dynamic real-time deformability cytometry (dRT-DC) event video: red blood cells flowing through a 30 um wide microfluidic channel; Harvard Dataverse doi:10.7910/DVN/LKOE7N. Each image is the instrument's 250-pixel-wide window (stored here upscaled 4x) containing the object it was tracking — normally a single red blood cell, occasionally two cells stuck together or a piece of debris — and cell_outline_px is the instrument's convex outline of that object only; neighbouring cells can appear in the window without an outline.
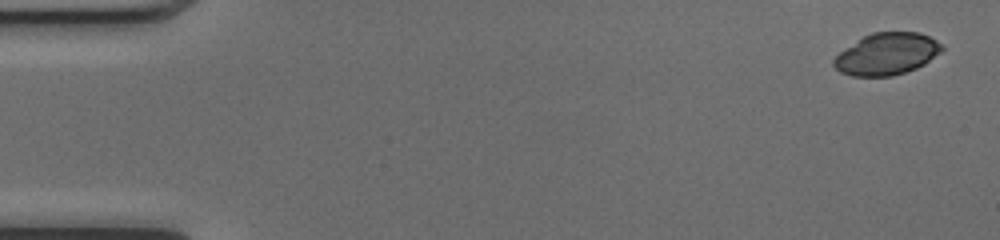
{"species": "common noctule bat (a hibernating species)", "species_latin": "Nyctalus noctula", "temperature_condition": "cold", "stored_images_in_passage": 16, "camera_frame_rate_fps": 3000, "um_per_image_px": 0.085, "animal": {"sex": "female", "body_mass_g": 17.0, "forearm_length_mm": 48.0}, "frame": {"image": 1, "passage_image": 1, "time_ms": 0.0, "image_size_px": [1000, 240], "cell_outline_px": [[944, 48], [940, 52], [924, 64], [916, 68], [892, 76], [852, 76], [840, 72], [832, 64], [832, 60], [840, 52], [864, 36], [872, 32], [920, 32], [944, 44]], "centroid_in_image_um": [75.39, 4.58], "position_along_channel_um": 9.6, "area_um2": 26.24}}